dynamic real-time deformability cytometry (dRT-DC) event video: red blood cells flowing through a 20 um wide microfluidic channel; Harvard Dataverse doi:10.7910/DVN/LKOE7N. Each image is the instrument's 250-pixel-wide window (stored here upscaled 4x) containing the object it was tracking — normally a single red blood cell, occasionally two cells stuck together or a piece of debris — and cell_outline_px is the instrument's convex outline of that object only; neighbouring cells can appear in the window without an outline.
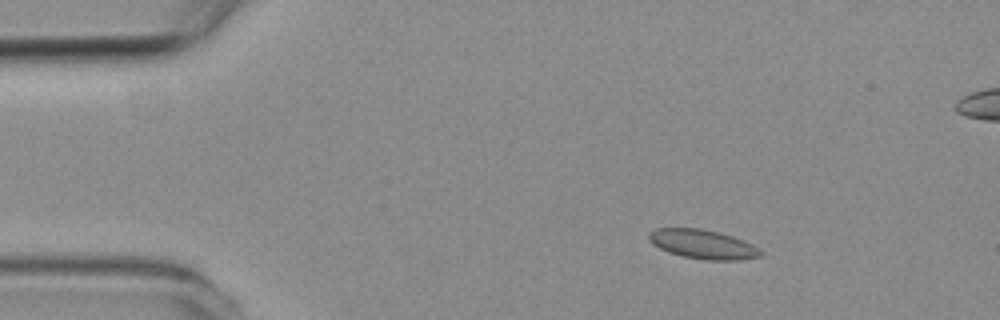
{"species": "common noctule bat (a hibernating species)", "species_latin": "Nyctalus noctula", "temperature_condition": "room temperature", "stored_images_in_passage": 5, "camera_frame_rate_fps": 3000, "um_per_image_px": 0.085, "animal": {"sex": "female", "body_mass_g": 19.3, "forearm_length_mm": 54.1}, "frame": {"image": 1, "passage_image": 3, "time_ms": 2.333, "image_size_px": [1000, 320], "cell_outline_px": [[764, 252], [760, 256], [740, 260], [704, 260], [680, 256], [668, 252], [652, 244], [648, 240], [648, 232], [656, 228], [700, 228], [732, 236], [744, 240], [752, 244]], "centroid_in_image_um": [59.71, 20.76], "position_along_channel_um": 25.3, "area_um2": 19.13}}